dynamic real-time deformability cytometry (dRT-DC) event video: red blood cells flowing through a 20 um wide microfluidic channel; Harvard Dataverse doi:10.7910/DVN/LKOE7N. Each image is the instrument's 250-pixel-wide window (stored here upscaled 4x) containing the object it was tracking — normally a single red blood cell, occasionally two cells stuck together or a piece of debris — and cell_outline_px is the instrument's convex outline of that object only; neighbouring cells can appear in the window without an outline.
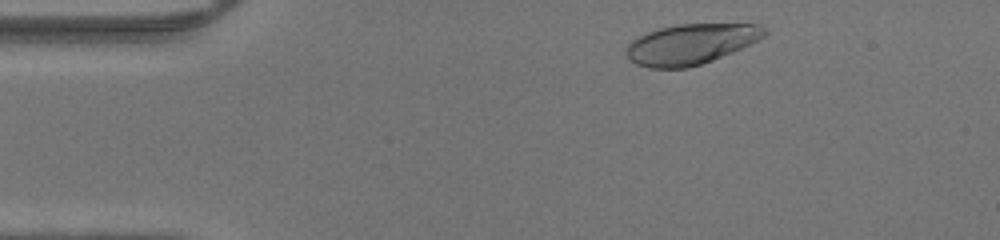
{"species": "human", "species_latin": "Homo sapiens", "temperature_condition": "warm", "stored_images_in_passage": 42, "camera_frame_rate_fps": 3000, "um_per_image_px": 0.085, "donor": {"sex": "male"}, "frame": {"image": 1, "passage_image": 2, "time_ms": 0.333, "image_size_px": [1000, 240], "cell_outline_px": [[768, 32], [764, 36], [732, 52], [712, 60], [688, 68], [648, 68], [636, 64], [628, 60], [624, 52], [624, 48], [636, 36], [660, 28], [676, 24], [760, 24], [768, 28]], "centroid_in_image_um": [58.66, 3.75], "position_along_channel_um": 26.3, "area_um2": 32.66}}
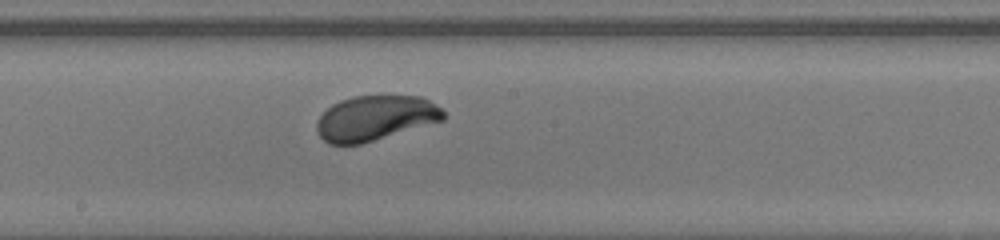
{"frame": {"image": 2, "passage_image": 20, "time_ms": 6.333, "image_size_px": [1000, 240], "cell_outline_px": [[444, 120], [360, 144], [328, 144], [316, 132], [316, 120], [332, 104], [340, 100], [352, 96], [420, 96], [428, 100], [440, 108], [444, 112]], "centroid_in_image_um": [31.86, 10.03], "position_along_channel_um": 216.3, "area_um2": 33.0}}
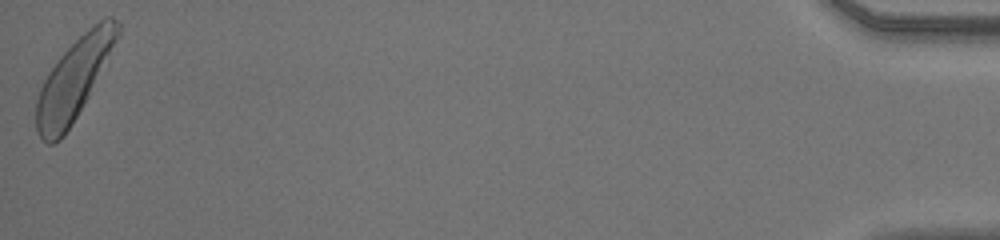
{"frame": {"image": 3, "passage_image": 42, "time_ms": 13.667, "image_size_px": [1000, 240], "cell_outline_px": [[120, 36], [88, 96], [72, 124], [64, 136], [60, 140], [52, 144], [48, 144], [36, 132], [36, 100], [40, 88], [48, 72], [60, 56], [88, 28], [104, 16], [112, 16], [120, 24]], "centroid_in_image_um": [6.29, 6.72], "position_along_channel_um": 428.9, "area_um2": 37.8}}